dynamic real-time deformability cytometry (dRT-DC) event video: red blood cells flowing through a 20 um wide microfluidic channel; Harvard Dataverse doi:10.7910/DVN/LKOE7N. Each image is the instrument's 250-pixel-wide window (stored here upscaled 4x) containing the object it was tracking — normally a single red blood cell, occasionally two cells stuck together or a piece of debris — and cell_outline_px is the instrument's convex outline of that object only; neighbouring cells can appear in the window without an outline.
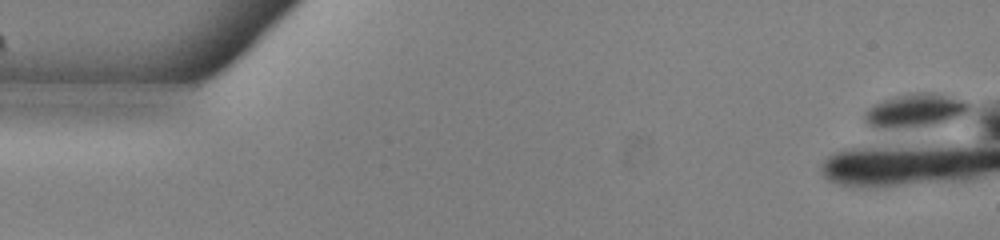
{"species": "common noctule bat (a hibernating species)", "species_latin": "Nyctalus noctula", "temperature_condition": "warm", "stored_images_in_passage": 16, "camera_frame_rate_fps": 3000, "um_per_image_px": 0.085, "animal": {"sex": "male", "body_mass_g": 13.0, "forearm_length_mm": 53.1}, "frame": {"image": 1, "passage_image": 1, "time_ms": 0.0, "image_size_px": [1000, 240], "cell_outline_px": [[972, 104], [960, 116], [948, 120], [924, 124], [884, 128], [872, 124], [864, 120], [868, 112], [876, 104], [884, 100], [912, 92], [932, 92], [968, 100]], "centroid_in_image_um": [77.89, 9.33], "position_along_channel_um": 7.1, "area_um2": 19.19}}